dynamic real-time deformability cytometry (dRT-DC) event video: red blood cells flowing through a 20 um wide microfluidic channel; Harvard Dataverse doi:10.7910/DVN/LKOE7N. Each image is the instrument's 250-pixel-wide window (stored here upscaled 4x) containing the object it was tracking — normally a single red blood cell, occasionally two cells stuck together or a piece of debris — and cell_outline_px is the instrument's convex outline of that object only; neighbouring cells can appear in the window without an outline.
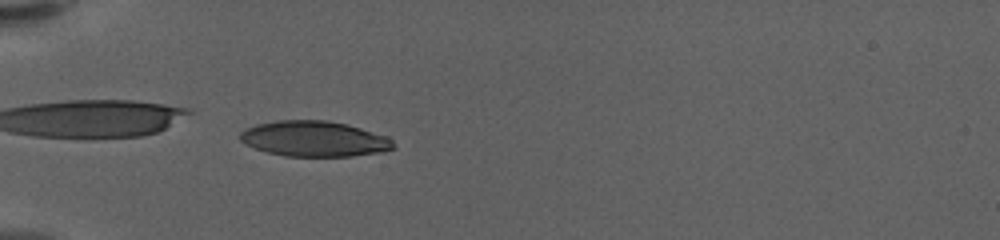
{"species": "human", "species_latin": "Homo sapiens", "temperature_condition": "warm", "stored_images_in_passage": 59, "camera_frame_rate_fps": 3000, "um_per_image_px": 0.085, "donor": {"sex": "female"}, "frame": {"image": 1, "passage_image": 20, "time_ms": 6.333, "image_size_px": [1000, 240], "cell_outline_px": [[396, 148], [380, 152], [352, 156], [284, 156], [268, 152], [256, 148], [240, 140], [240, 132], [256, 124], [276, 120], [324, 120], [344, 124], [360, 128], [388, 136], [396, 144]], "centroid_in_image_um": [26.75, 11.8], "position_along_channel_um": 58.3, "area_um2": 31.56}}
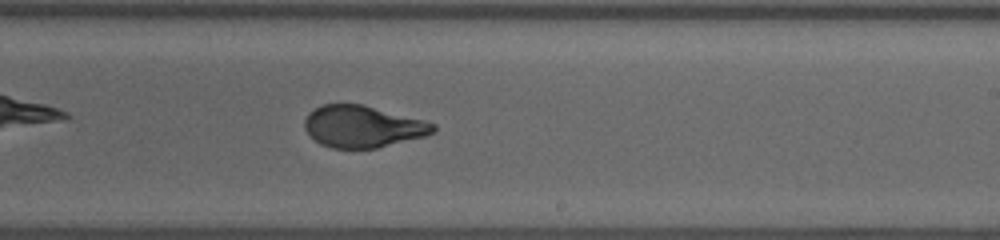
{"frame": {"image": 2, "passage_image": 38, "time_ms": 12.333, "image_size_px": [1000, 240], "cell_outline_px": [[436, 132], [424, 136], [376, 148], [332, 148], [320, 144], [304, 128], [304, 120], [308, 112], [320, 104], [364, 104], [424, 120], [436, 124]], "centroid_in_image_um": [30.82, 10.74], "position_along_channel_um": 258.2, "area_um2": 31.39}}
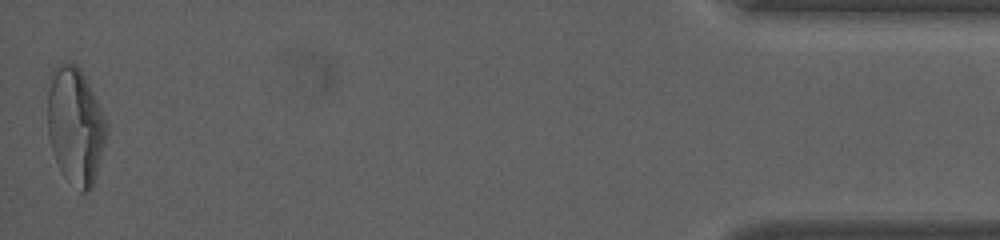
{"frame": {"image": 3, "passage_image": 59, "time_ms": 19.333, "image_size_px": [1000, 240], "cell_outline_px": [[108, 132], [92, 188], [88, 192], [80, 192], [64, 176], [56, 160], [48, 136], [48, 76], [60, 64], [76, 64], [80, 68], [108, 124]], "centroid_in_image_um": [6.4, 10.71], "position_along_channel_um": 428.8, "area_um2": 39.82}, "authors_computed_cell_mechanics": {"area_um2": 32.3102, "velocity_mm_per_s": 3.5698, "shape_relaxation_time_tau1_ms": 5.6479, "shape_relaxation_time_tau2_ms": null, "deformation_change_tau1": 0.2379, "deformation_change_tau2": null}}